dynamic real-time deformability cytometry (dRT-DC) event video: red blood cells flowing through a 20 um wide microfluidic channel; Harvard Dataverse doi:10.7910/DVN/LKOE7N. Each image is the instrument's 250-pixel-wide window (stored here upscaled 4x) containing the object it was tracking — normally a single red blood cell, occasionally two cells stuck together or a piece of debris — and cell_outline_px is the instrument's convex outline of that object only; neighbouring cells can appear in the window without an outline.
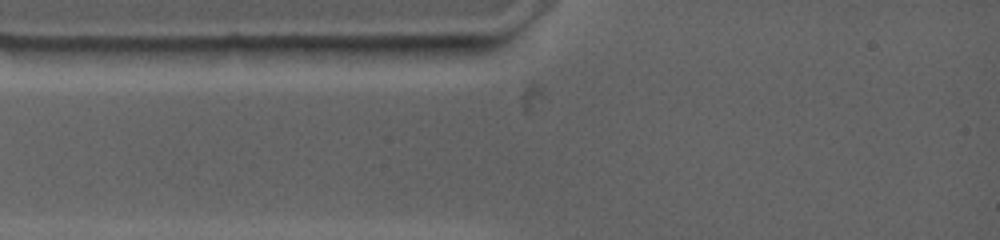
{"species": "common noctule bat (a hibernating species)", "species_latin": "Nyctalus noctula", "temperature_condition": "warm", "stored_images_in_passage": 2, "camera_frame_rate_fps": 4500, "um_per_image_px": 0.085, "animal": {"sex": "female", "body_mass_g": 19.0, "forearm_length_mm": 53.3}, "frame": {"image": 1, "passage_image": 2, "time_ms": 0.444, "image_size_px": [1000, 240], "cell_outline_px": [[452, 44], [444, 56], [436, 60], [312, 56], [304, 48], [304, 44]], "centroid_in_image_um": [32.3, 4.33], "position_along_channel_um": 52.7, "area_um2": 14.16}}